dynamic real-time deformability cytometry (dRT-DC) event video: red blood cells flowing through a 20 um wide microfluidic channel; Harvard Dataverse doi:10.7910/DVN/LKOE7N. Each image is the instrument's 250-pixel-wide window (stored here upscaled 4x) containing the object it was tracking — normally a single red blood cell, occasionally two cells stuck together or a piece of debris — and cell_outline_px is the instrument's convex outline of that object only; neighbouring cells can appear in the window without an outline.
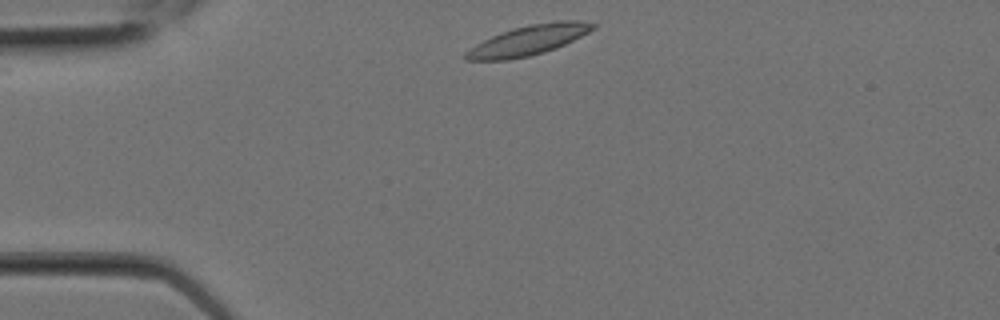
{"species": "Egyptian fruit bat (a non-hibernating species)", "species_latin": "Rousettus aegyptiacus", "temperature_condition": "room temperature", "stored_images_in_passage": 4, "camera_frame_rate_fps": 3000, "um_per_image_px": 0.085, "animal": {"sex": "female"}, "frame": {"image": 1, "passage_image": 1, "time_ms": 0.0, "image_size_px": [1000, 320], "cell_outline_px": [[600, 24], [596, 28], [556, 48], [544, 52], [528, 56], [508, 60], [464, 60], [464, 52], [476, 44], [492, 36], [528, 24], [556, 20], [580, 20]], "centroid_in_image_um": [44.95, 3.41], "position_along_channel_um": 40.0, "area_um2": 22.08}}
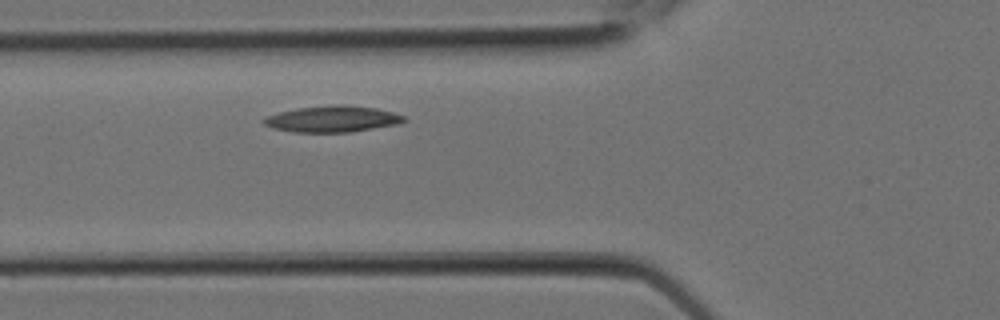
{"frame": {"image": 2, "passage_image": 4, "time_ms": 1.0, "image_size_px": [1000, 320], "cell_outline_px": [[404, 120], [396, 124], [348, 132], [292, 132], [272, 128], [264, 124], [260, 120], [264, 116], [296, 108], [336, 104], [344, 104], [376, 108], [392, 112], [404, 116]], "centroid_in_image_um": [28.16, 10.1], "position_along_channel_um": 97.6, "area_um2": 21.39}}